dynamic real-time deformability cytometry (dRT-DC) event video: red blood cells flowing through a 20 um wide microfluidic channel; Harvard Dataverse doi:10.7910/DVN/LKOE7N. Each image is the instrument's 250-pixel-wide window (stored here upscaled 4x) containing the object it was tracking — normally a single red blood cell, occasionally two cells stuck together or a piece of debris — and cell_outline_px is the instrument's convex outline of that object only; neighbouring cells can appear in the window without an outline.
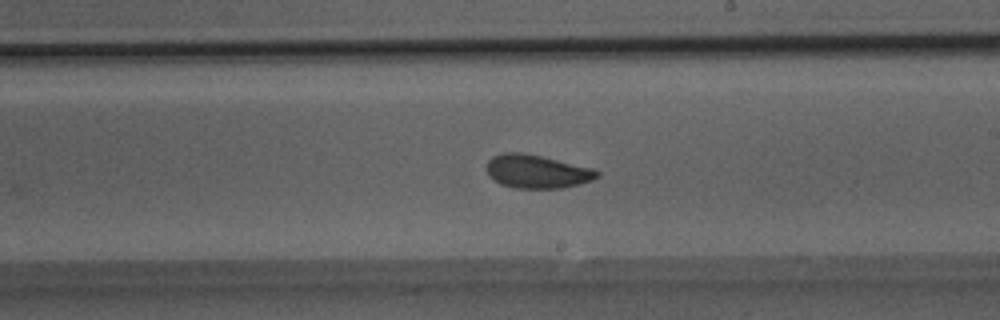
{"species": "Egyptian fruit bat (a non-hibernating species)", "species_latin": "Rousettus aegyptiacus", "temperature_condition": "room temperature", "stored_images_in_passage": 22, "camera_frame_rate_fps": 3000, "um_per_image_px": 0.085, "animal": {"sex": "male"}, "frame": {"image": 1, "passage_image": 12, "time_ms": 3.667, "image_size_px": [1000, 320], "cell_outline_px": [[600, 176], [592, 180], [580, 184], [560, 188], [516, 188], [500, 184], [488, 176], [488, 160], [492, 156], [504, 152], [520, 152], [540, 156], [592, 168], [600, 172]], "centroid_in_image_um": [45.64, 14.58], "position_along_channel_um": 243.4, "area_um2": 21.39}}